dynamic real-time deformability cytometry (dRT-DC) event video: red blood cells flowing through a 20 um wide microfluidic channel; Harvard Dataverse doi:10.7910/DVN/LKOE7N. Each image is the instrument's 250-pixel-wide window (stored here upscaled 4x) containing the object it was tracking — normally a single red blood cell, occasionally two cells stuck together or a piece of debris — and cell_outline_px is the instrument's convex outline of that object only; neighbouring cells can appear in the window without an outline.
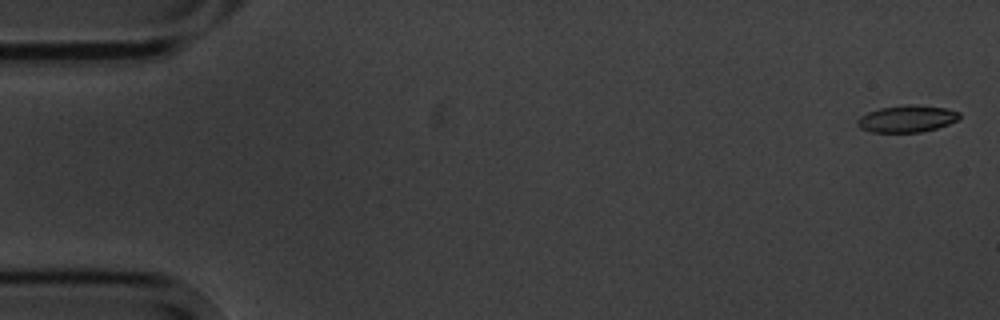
{"species": "common noctule bat (a hibernating species)", "species_latin": "Nyctalus noctula", "temperature_condition": "cold", "stored_images_in_passage": 6, "camera_frame_rate_fps": 3000, "um_per_image_px": 0.085, "animal": {"sex": "male", "body_mass_g": 20.1, "forearm_length_mm": 53.5}, "frame": {"image": 1, "passage_image": 1, "time_ms": 0.0, "image_size_px": [1000, 320], "cell_outline_px": [[960, 116], [956, 120], [948, 124], [936, 128], [920, 132], [872, 132], [860, 128], [856, 124], [856, 120], [860, 116], [868, 112], [880, 108], [908, 104], [912, 104], [944, 108], [960, 112]], "centroid_in_image_um": [77.05, 10.09], "position_along_channel_um": 7.9, "area_um2": 15.9}}